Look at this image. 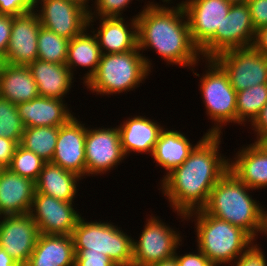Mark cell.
<instances>
[{
    "mask_svg": "<svg viewBox=\"0 0 267 266\" xmlns=\"http://www.w3.org/2000/svg\"><path fill=\"white\" fill-rule=\"evenodd\" d=\"M13 17L12 15L0 14V56L4 59L10 40Z\"/></svg>",
    "mask_w": 267,
    "mask_h": 266,
    "instance_id": "ab89813d",
    "label": "cell"
},
{
    "mask_svg": "<svg viewBox=\"0 0 267 266\" xmlns=\"http://www.w3.org/2000/svg\"><path fill=\"white\" fill-rule=\"evenodd\" d=\"M180 242V233L159 221L156 216H150L139 241L133 239L132 266H151L170 259L174 257Z\"/></svg>",
    "mask_w": 267,
    "mask_h": 266,
    "instance_id": "30bf717a",
    "label": "cell"
},
{
    "mask_svg": "<svg viewBox=\"0 0 267 266\" xmlns=\"http://www.w3.org/2000/svg\"><path fill=\"white\" fill-rule=\"evenodd\" d=\"M45 163L41 157L18 144L11 164L7 168L19 176L36 182Z\"/></svg>",
    "mask_w": 267,
    "mask_h": 266,
    "instance_id": "1f68e13d",
    "label": "cell"
},
{
    "mask_svg": "<svg viewBox=\"0 0 267 266\" xmlns=\"http://www.w3.org/2000/svg\"><path fill=\"white\" fill-rule=\"evenodd\" d=\"M149 60L138 46L123 53L102 54L95 74L85 86L100 95L134 90L151 72Z\"/></svg>",
    "mask_w": 267,
    "mask_h": 266,
    "instance_id": "5b68a950",
    "label": "cell"
},
{
    "mask_svg": "<svg viewBox=\"0 0 267 266\" xmlns=\"http://www.w3.org/2000/svg\"><path fill=\"white\" fill-rule=\"evenodd\" d=\"M253 46L262 54L267 56V26L256 30V36Z\"/></svg>",
    "mask_w": 267,
    "mask_h": 266,
    "instance_id": "7bdbcfd3",
    "label": "cell"
},
{
    "mask_svg": "<svg viewBox=\"0 0 267 266\" xmlns=\"http://www.w3.org/2000/svg\"><path fill=\"white\" fill-rule=\"evenodd\" d=\"M41 23L36 12L13 17L5 63L28 66L38 57V34Z\"/></svg>",
    "mask_w": 267,
    "mask_h": 266,
    "instance_id": "2e32d148",
    "label": "cell"
},
{
    "mask_svg": "<svg viewBox=\"0 0 267 266\" xmlns=\"http://www.w3.org/2000/svg\"><path fill=\"white\" fill-rule=\"evenodd\" d=\"M75 250V266H117L108 256L88 249Z\"/></svg>",
    "mask_w": 267,
    "mask_h": 266,
    "instance_id": "e575fe53",
    "label": "cell"
},
{
    "mask_svg": "<svg viewBox=\"0 0 267 266\" xmlns=\"http://www.w3.org/2000/svg\"><path fill=\"white\" fill-rule=\"evenodd\" d=\"M66 1H70V2H73L81 7H83L88 13L90 12L89 10V5H88V1L89 0H66Z\"/></svg>",
    "mask_w": 267,
    "mask_h": 266,
    "instance_id": "c3c4849f",
    "label": "cell"
},
{
    "mask_svg": "<svg viewBox=\"0 0 267 266\" xmlns=\"http://www.w3.org/2000/svg\"><path fill=\"white\" fill-rule=\"evenodd\" d=\"M257 232L264 233L267 235V211H264L263 206L261 207L260 214H259V225H258Z\"/></svg>",
    "mask_w": 267,
    "mask_h": 266,
    "instance_id": "f6af8a7d",
    "label": "cell"
},
{
    "mask_svg": "<svg viewBox=\"0 0 267 266\" xmlns=\"http://www.w3.org/2000/svg\"><path fill=\"white\" fill-rule=\"evenodd\" d=\"M37 40V59L55 64H66L69 39L41 26Z\"/></svg>",
    "mask_w": 267,
    "mask_h": 266,
    "instance_id": "4dcf8cb0",
    "label": "cell"
},
{
    "mask_svg": "<svg viewBox=\"0 0 267 266\" xmlns=\"http://www.w3.org/2000/svg\"><path fill=\"white\" fill-rule=\"evenodd\" d=\"M151 266H177V261H176L175 257H172L170 259L163 260V261L156 263V264H153Z\"/></svg>",
    "mask_w": 267,
    "mask_h": 266,
    "instance_id": "bcb514c9",
    "label": "cell"
},
{
    "mask_svg": "<svg viewBox=\"0 0 267 266\" xmlns=\"http://www.w3.org/2000/svg\"><path fill=\"white\" fill-rule=\"evenodd\" d=\"M36 192L35 182L6 168L0 175V214L20 215L30 212Z\"/></svg>",
    "mask_w": 267,
    "mask_h": 266,
    "instance_id": "ac0fdd59",
    "label": "cell"
},
{
    "mask_svg": "<svg viewBox=\"0 0 267 266\" xmlns=\"http://www.w3.org/2000/svg\"><path fill=\"white\" fill-rule=\"evenodd\" d=\"M195 146H192L181 132L164 128L160 132L152 156L157 165L159 164L168 171L166 172L167 175L174 168L184 163Z\"/></svg>",
    "mask_w": 267,
    "mask_h": 266,
    "instance_id": "4316f807",
    "label": "cell"
},
{
    "mask_svg": "<svg viewBox=\"0 0 267 266\" xmlns=\"http://www.w3.org/2000/svg\"><path fill=\"white\" fill-rule=\"evenodd\" d=\"M132 0H95V9L92 12V9L89 12L88 26H90L91 22H94L98 17H121L122 11L124 8L130 4ZM98 17H97V14ZM96 14V15H95ZM94 15V16H93Z\"/></svg>",
    "mask_w": 267,
    "mask_h": 266,
    "instance_id": "836d02e7",
    "label": "cell"
},
{
    "mask_svg": "<svg viewBox=\"0 0 267 266\" xmlns=\"http://www.w3.org/2000/svg\"><path fill=\"white\" fill-rule=\"evenodd\" d=\"M220 140V135L205 133L184 163L162 180V193L183 220L207 204L211 190L229 170V160L218 152Z\"/></svg>",
    "mask_w": 267,
    "mask_h": 266,
    "instance_id": "6da1fadb",
    "label": "cell"
},
{
    "mask_svg": "<svg viewBox=\"0 0 267 266\" xmlns=\"http://www.w3.org/2000/svg\"><path fill=\"white\" fill-rule=\"evenodd\" d=\"M99 19H101L99 30L93 32L102 54L123 53L138 46L136 16L132 18L131 26L125 23L123 17H99Z\"/></svg>",
    "mask_w": 267,
    "mask_h": 266,
    "instance_id": "ffe728a7",
    "label": "cell"
},
{
    "mask_svg": "<svg viewBox=\"0 0 267 266\" xmlns=\"http://www.w3.org/2000/svg\"><path fill=\"white\" fill-rule=\"evenodd\" d=\"M197 250L198 254L192 252L178 256V254L175 253L174 257L177 261V266H214L199 249Z\"/></svg>",
    "mask_w": 267,
    "mask_h": 266,
    "instance_id": "f35d334b",
    "label": "cell"
},
{
    "mask_svg": "<svg viewBox=\"0 0 267 266\" xmlns=\"http://www.w3.org/2000/svg\"><path fill=\"white\" fill-rule=\"evenodd\" d=\"M64 100L37 97L27 102L16 105L18 115L26 127H60L66 124L72 117L63 103Z\"/></svg>",
    "mask_w": 267,
    "mask_h": 266,
    "instance_id": "d6986e66",
    "label": "cell"
},
{
    "mask_svg": "<svg viewBox=\"0 0 267 266\" xmlns=\"http://www.w3.org/2000/svg\"><path fill=\"white\" fill-rule=\"evenodd\" d=\"M149 3L136 15L138 49L144 51L151 47L168 64L189 68L195 66L200 51L191 39L187 16L181 3L177 7Z\"/></svg>",
    "mask_w": 267,
    "mask_h": 266,
    "instance_id": "7a4b0ae2",
    "label": "cell"
},
{
    "mask_svg": "<svg viewBox=\"0 0 267 266\" xmlns=\"http://www.w3.org/2000/svg\"><path fill=\"white\" fill-rule=\"evenodd\" d=\"M58 134L59 127H26L22 134L20 145L32 151L44 161L51 162Z\"/></svg>",
    "mask_w": 267,
    "mask_h": 266,
    "instance_id": "f1b7e54d",
    "label": "cell"
},
{
    "mask_svg": "<svg viewBox=\"0 0 267 266\" xmlns=\"http://www.w3.org/2000/svg\"><path fill=\"white\" fill-rule=\"evenodd\" d=\"M229 159V170L251 190L267 187V153L256 143H251Z\"/></svg>",
    "mask_w": 267,
    "mask_h": 266,
    "instance_id": "44dd1931",
    "label": "cell"
},
{
    "mask_svg": "<svg viewBox=\"0 0 267 266\" xmlns=\"http://www.w3.org/2000/svg\"><path fill=\"white\" fill-rule=\"evenodd\" d=\"M25 266H75L72 236L40 233Z\"/></svg>",
    "mask_w": 267,
    "mask_h": 266,
    "instance_id": "7402d4cb",
    "label": "cell"
},
{
    "mask_svg": "<svg viewBox=\"0 0 267 266\" xmlns=\"http://www.w3.org/2000/svg\"><path fill=\"white\" fill-rule=\"evenodd\" d=\"M4 64H5V60H4L3 57L0 56V74L2 72V69H3Z\"/></svg>",
    "mask_w": 267,
    "mask_h": 266,
    "instance_id": "f907efd6",
    "label": "cell"
},
{
    "mask_svg": "<svg viewBox=\"0 0 267 266\" xmlns=\"http://www.w3.org/2000/svg\"><path fill=\"white\" fill-rule=\"evenodd\" d=\"M181 5L187 16L191 39L200 50L216 31H221V24L232 4L226 0H185Z\"/></svg>",
    "mask_w": 267,
    "mask_h": 266,
    "instance_id": "5bb4252c",
    "label": "cell"
},
{
    "mask_svg": "<svg viewBox=\"0 0 267 266\" xmlns=\"http://www.w3.org/2000/svg\"><path fill=\"white\" fill-rule=\"evenodd\" d=\"M120 132L115 128H87L85 136L86 175L104 174L125 158Z\"/></svg>",
    "mask_w": 267,
    "mask_h": 266,
    "instance_id": "8fae6325",
    "label": "cell"
},
{
    "mask_svg": "<svg viewBox=\"0 0 267 266\" xmlns=\"http://www.w3.org/2000/svg\"><path fill=\"white\" fill-rule=\"evenodd\" d=\"M24 130L16 105L0 96V137L20 144Z\"/></svg>",
    "mask_w": 267,
    "mask_h": 266,
    "instance_id": "d6a6232c",
    "label": "cell"
},
{
    "mask_svg": "<svg viewBox=\"0 0 267 266\" xmlns=\"http://www.w3.org/2000/svg\"><path fill=\"white\" fill-rule=\"evenodd\" d=\"M227 73L236 92L267 84V56L254 46L230 49L213 58Z\"/></svg>",
    "mask_w": 267,
    "mask_h": 266,
    "instance_id": "9c48e42d",
    "label": "cell"
},
{
    "mask_svg": "<svg viewBox=\"0 0 267 266\" xmlns=\"http://www.w3.org/2000/svg\"><path fill=\"white\" fill-rule=\"evenodd\" d=\"M7 167L4 166L2 163H0V175L3 173V171L6 169Z\"/></svg>",
    "mask_w": 267,
    "mask_h": 266,
    "instance_id": "816d5d0a",
    "label": "cell"
},
{
    "mask_svg": "<svg viewBox=\"0 0 267 266\" xmlns=\"http://www.w3.org/2000/svg\"><path fill=\"white\" fill-rule=\"evenodd\" d=\"M253 244L243 255L238 257L233 264L235 266H267V260L262 249Z\"/></svg>",
    "mask_w": 267,
    "mask_h": 266,
    "instance_id": "8d00e7d4",
    "label": "cell"
},
{
    "mask_svg": "<svg viewBox=\"0 0 267 266\" xmlns=\"http://www.w3.org/2000/svg\"><path fill=\"white\" fill-rule=\"evenodd\" d=\"M196 216L198 249L214 266L231 264L252 245L253 238L242 228L220 220L203 209L186 214V219ZM231 262V263H230Z\"/></svg>",
    "mask_w": 267,
    "mask_h": 266,
    "instance_id": "277c9868",
    "label": "cell"
},
{
    "mask_svg": "<svg viewBox=\"0 0 267 266\" xmlns=\"http://www.w3.org/2000/svg\"><path fill=\"white\" fill-rule=\"evenodd\" d=\"M79 180L81 177L77 174L46 162L35 182L36 192L65 202H73L78 190L76 184Z\"/></svg>",
    "mask_w": 267,
    "mask_h": 266,
    "instance_id": "484cf974",
    "label": "cell"
},
{
    "mask_svg": "<svg viewBox=\"0 0 267 266\" xmlns=\"http://www.w3.org/2000/svg\"><path fill=\"white\" fill-rule=\"evenodd\" d=\"M267 153V134L255 141Z\"/></svg>",
    "mask_w": 267,
    "mask_h": 266,
    "instance_id": "7dc6e473",
    "label": "cell"
},
{
    "mask_svg": "<svg viewBox=\"0 0 267 266\" xmlns=\"http://www.w3.org/2000/svg\"><path fill=\"white\" fill-rule=\"evenodd\" d=\"M256 30L267 26V0H249L247 3Z\"/></svg>",
    "mask_w": 267,
    "mask_h": 266,
    "instance_id": "74e56055",
    "label": "cell"
},
{
    "mask_svg": "<svg viewBox=\"0 0 267 266\" xmlns=\"http://www.w3.org/2000/svg\"><path fill=\"white\" fill-rule=\"evenodd\" d=\"M72 206V202L35 192L29 214L41 234L71 235L81 217Z\"/></svg>",
    "mask_w": 267,
    "mask_h": 266,
    "instance_id": "4fadbf2b",
    "label": "cell"
},
{
    "mask_svg": "<svg viewBox=\"0 0 267 266\" xmlns=\"http://www.w3.org/2000/svg\"><path fill=\"white\" fill-rule=\"evenodd\" d=\"M74 249H88L108 256L117 266H132L133 238L113 223L86 222L80 217L72 231Z\"/></svg>",
    "mask_w": 267,
    "mask_h": 266,
    "instance_id": "8992f818",
    "label": "cell"
},
{
    "mask_svg": "<svg viewBox=\"0 0 267 266\" xmlns=\"http://www.w3.org/2000/svg\"><path fill=\"white\" fill-rule=\"evenodd\" d=\"M231 4H246L249 0H226Z\"/></svg>",
    "mask_w": 267,
    "mask_h": 266,
    "instance_id": "681fc988",
    "label": "cell"
},
{
    "mask_svg": "<svg viewBox=\"0 0 267 266\" xmlns=\"http://www.w3.org/2000/svg\"><path fill=\"white\" fill-rule=\"evenodd\" d=\"M118 129L121 146L127 156L132 151L145 154L147 152L152 155L160 132L164 128L145 116H134L120 124Z\"/></svg>",
    "mask_w": 267,
    "mask_h": 266,
    "instance_id": "603a6c76",
    "label": "cell"
},
{
    "mask_svg": "<svg viewBox=\"0 0 267 266\" xmlns=\"http://www.w3.org/2000/svg\"><path fill=\"white\" fill-rule=\"evenodd\" d=\"M85 32L86 30L69 41L66 60V66L72 74V69L76 66L91 68L83 77L84 84L95 74L102 55L94 32L90 31L93 35Z\"/></svg>",
    "mask_w": 267,
    "mask_h": 266,
    "instance_id": "83f0119b",
    "label": "cell"
},
{
    "mask_svg": "<svg viewBox=\"0 0 267 266\" xmlns=\"http://www.w3.org/2000/svg\"><path fill=\"white\" fill-rule=\"evenodd\" d=\"M28 67L37 84L39 96L63 100L70 91L73 74L66 64L37 59Z\"/></svg>",
    "mask_w": 267,
    "mask_h": 266,
    "instance_id": "cb8c5ba5",
    "label": "cell"
},
{
    "mask_svg": "<svg viewBox=\"0 0 267 266\" xmlns=\"http://www.w3.org/2000/svg\"><path fill=\"white\" fill-rule=\"evenodd\" d=\"M34 0H0V14L20 16L34 11Z\"/></svg>",
    "mask_w": 267,
    "mask_h": 266,
    "instance_id": "d590c367",
    "label": "cell"
},
{
    "mask_svg": "<svg viewBox=\"0 0 267 266\" xmlns=\"http://www.w3.org/2000/svg\"><path fill=\"white\" fill-rule=\"evenodd\" d=\"M0 96L15 105L39 97L28 66L4 64L0 74Z\"/></svg>",
    "mask_w": 267,
    "mask_h": 266,
    "instance_id": "d4e9b609",
    "label": "cell"
},
{
    "mask_svg": "<svg viewBox=\"0 0 267 266\" xmlns=\"http://www.w3.org/2000/svg\"><path fill=\"white\" fill-rule=\"evenodd\" d=\"M267 102V84H259L237 92V124L251 123ZM248 119V120H247Z\"/></svg>",
    "mask_w": 267,
    "mask_h": 266,
    "instance_id": "f546056e",
    "label": "cell"
},
{
    "mask_svg": "<svg viewBox=\"0 0 267 266\" xmlns=\"http://www.w3.org/2000/svg\"><path fill=\"white\" fill-rule=\"evenodd\" d=\"M256 29L251 20L247 4H232L227 16L221 24V31L199 50L206 59L214 58L218 54L230 49L253 46Z\"/></svg>",
    "mask_w": 267,
    "mask_h": 266,
    "instance_id": "ba28073f",
    "label": "cell"
},
{
    "mask_svg": "<svg viewBox=\"0 0 267 266\" xmlns=\"http://www.w3.org/2000/svg\"><path fill=\"white\" fill-rule=\"evenodd\" d=\"M248 190L250 188L228 170L213 187L202 209L215 218L242 228L256 241L262 206L252 199Z\"/></svg>",
    "mask_w": 267,
    "mask_h": 266,
    "instance_id": "3957f363",
    "label": "cell"
},
{
    "mask_svg": "<svg viewBox=\"0 0 267 266\" xmlns=\"http://www.w3.org/2000/svg\"><path fill=\"white\" fill-rule=\"evenodd\" d=\"M0 266H20L17 262L0 246Z\"/></svg>",
    "mask_w": 267,
    "mask_h": 266,
    "instance_id": "ee69618b",
    "label": "cell"
},
{
    "mask_svg": "<svg viewBox=\"0 0 267 266\" xmlns=\"http://www.w3.org/2000/svg\"><path fill=\"white\" fill-rule=\"evenodd\" d=\"M74 116L59 127V134L51 163L67 171L86 176L85 136L87 128Z\"/></svg>",
    "mask_w": 267,
    "mask_h": 266,
    "instance_id": "e0dca14e",
    "label": "cell"
},
{
    "mask_svg": "<svg viewBox=\"0 0 267 266\" xmlns=\"http://www.w3.org/2000/svg\"><path fill=\"white\" fill-rule=\"evenodd\" d=\"M40 1V2H39ZM41 26L69 40L87 30L89 13L81 6L66 0H34ZM43 4V5H42ZM39 12V13H37Z\"/></svg>",
    "mask_w": 267,
    "mask_h": 266,
    "instance_id": "7c38bea8",
    "label": "cell"
},
{
    "mask_svg": "<svg viewBox=\"0 0 267 266\" xmlns=\"http://www.w3.org/2000/svg\"><path fill=\"white\" fill-rule=\"evenodd\" d=\"M252 130H255L258 140L260 137L267 134V102L261 109L259 115L254 119V121L251 123Z\"/></svg>",
    "mask_w": 267,
    "mask_h": 266,
    "instance_id": "b9f144b4",
    "label": "cell"
},
{
    "mask_svg": "<svg viewBox=\"0 0 267 266\" xmlns=\"http://www.w3.org/2000/svg\"><path fill=\"white\" fill-rule=\"evenodd\" d=\"M207 61L209 64L206 74L200 78V91L206 114L214 121V126L208 129L206 134L221 135L223 124L225 126L229 122L237 123V92L231 86L224 69L213 58Z\"/></svg>",
    "mask_w": 267,
    "mask_h": 266,
    "instance_id": "52a82bcc",
    "label": "cell"
},
{
    "mask_svg": "<svg viewBox=\"0 0 267 266\" xmlns=\"http://www.w3.org/2000/svg\"><path fill=\"white\" fill-rule=\"evenodd\" d=\"M40 235L31 215H6L0 221V246L20 266H25Z\"/></svg>",
    "mask_w": 267,
    "mask_h": 266,
    "instance_id": "9a60e30c",
    "label": "cell"
},
{
    "mask_svg": "<svg viewBox=\"0 0 267 266\" xmlns=\"http://www.w3.org/2000/svg\"><path fill=\"white\" fill-rule=\"evenodd\" d=\"M17 145L18 143L15 140L0 137V163L6 167L11 164Z\"/></svg>",
    "mask_w": 267,
    "mask_h": 266,
    "instance_id": "60d3db41",
    "label": "cell"
}]
</instances>
